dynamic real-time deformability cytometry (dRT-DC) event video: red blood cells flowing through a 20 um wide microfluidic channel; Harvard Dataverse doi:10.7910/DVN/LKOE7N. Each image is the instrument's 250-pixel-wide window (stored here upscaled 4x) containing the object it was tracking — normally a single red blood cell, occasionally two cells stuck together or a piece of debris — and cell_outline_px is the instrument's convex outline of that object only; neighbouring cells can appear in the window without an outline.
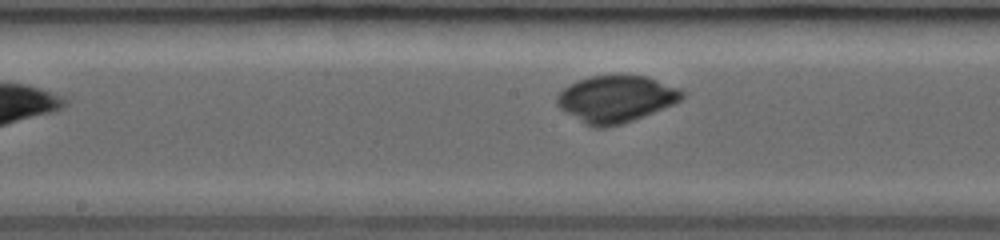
{"species": "common noctule bat (a hibernating species)", "species_latin": "Nyctalus noctula", "temperature_condition": "room temperature", "stored_images_in_passage": 12, "camera_frame_rate_fps": 3000, "um_per_image_px": 0.085, "animal": {"sex": "female", "body_mass_g": 19.0, "forearm_length_mm": 53.3}, "frame": {"image": 1, "passage_image": 12, "time_ms": 8.333, "image_size_px": [1000, 240], "cell_outline_px": [[684, 96], [680, 100], [672, 104], [632, 120], [620, 124], [604, 128], [596, 128], [584, 124], [564, 112], [556, 104], [556, 96], [568, 84], [576, 80], [588, 76], [648, 76], [680, 88], [684, 92]], "centroid_in_image_um": [52.31, 8.41], "position_along_channel_um": 195.9, "area_um2": 34.04}}